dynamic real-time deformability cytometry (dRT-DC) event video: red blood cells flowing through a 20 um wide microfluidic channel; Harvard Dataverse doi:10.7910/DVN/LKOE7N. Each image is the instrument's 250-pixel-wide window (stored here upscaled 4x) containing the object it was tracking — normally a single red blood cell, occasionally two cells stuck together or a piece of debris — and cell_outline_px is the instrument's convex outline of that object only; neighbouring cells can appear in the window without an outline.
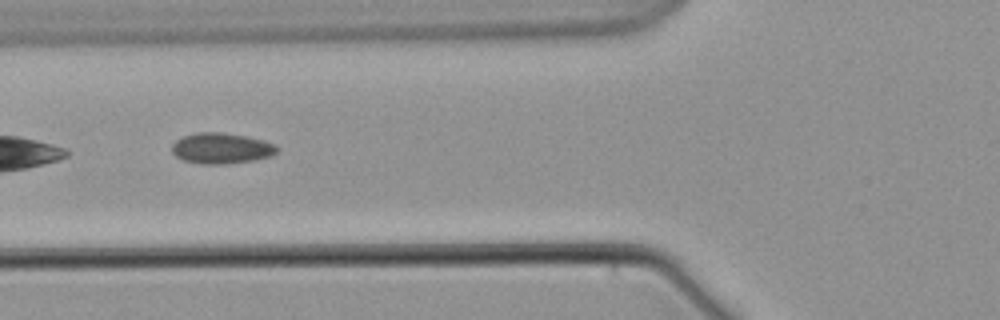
{"species": "common noctule bat (a hibernating species)", "species_latin": "Nyctalus noctula", "temperature_condition": "warm", "stored_images_in_passage": 9, "camera_frame_rate_fps": 3000, "um_per_image_px": 0.085, "animal": {"sex": "male", "body_mass_g": 21.5, "forearm_length_mm": 52.0}, "frame": {"image": 1, "passage_image": 6, "time_ms": 6.0, "image_size_px": [1000, 320], "cell_outline_px": [[276, 152], [272, 156], [252, 160], [228, 164], [200, 164], [184, 160], [176, 156], [172, 152], [172, 144], [176, 140], [184, 136], [196, 132], [224, 132], [248, 136], [264, 140], [276, 144]], "centroid_in_image_um": [18.82, 12.59], "position_along_channel_um": 107.0, "area_um2": 18.96}}